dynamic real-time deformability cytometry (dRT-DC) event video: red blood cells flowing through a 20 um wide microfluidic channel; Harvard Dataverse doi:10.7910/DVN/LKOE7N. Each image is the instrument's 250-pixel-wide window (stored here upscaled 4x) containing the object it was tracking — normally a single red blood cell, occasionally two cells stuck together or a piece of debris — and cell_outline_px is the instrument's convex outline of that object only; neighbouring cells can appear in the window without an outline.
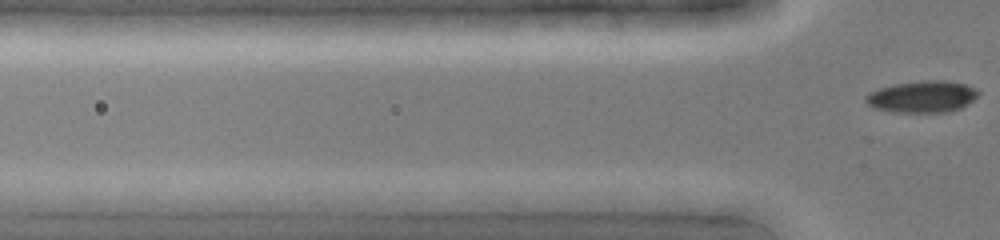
{"species": "common noctule bat (a hibernating species)", "species_latin": "Nyctalus noctula", "temperature_condition": "cold", "stored_images_in_passage": 6, "camera_frame_rate_fps": 3000, "um_per_image_px": 0.085, "animal": {"sex": "female", "body_mass_g": 19.0, "forearm_length_mm": 51.5}, "frame": {"image": 1, "passage_image": 6, "time_ms": 1.667, "image_size_px": [1000, 240], "cell_outline_px": [[980, 92], [968, 104], [960, 108], [948, 112], [896, 112], [876, 108], [868, 104], [864, 100], [864, 96], [880, 88], [892, 84], [920, 80], [944, 80], [964, 84]], "centroid_in_image_um": [78.37, 8.21], "position_along_channel_um": 47.4, "area_um2": 20.63}}